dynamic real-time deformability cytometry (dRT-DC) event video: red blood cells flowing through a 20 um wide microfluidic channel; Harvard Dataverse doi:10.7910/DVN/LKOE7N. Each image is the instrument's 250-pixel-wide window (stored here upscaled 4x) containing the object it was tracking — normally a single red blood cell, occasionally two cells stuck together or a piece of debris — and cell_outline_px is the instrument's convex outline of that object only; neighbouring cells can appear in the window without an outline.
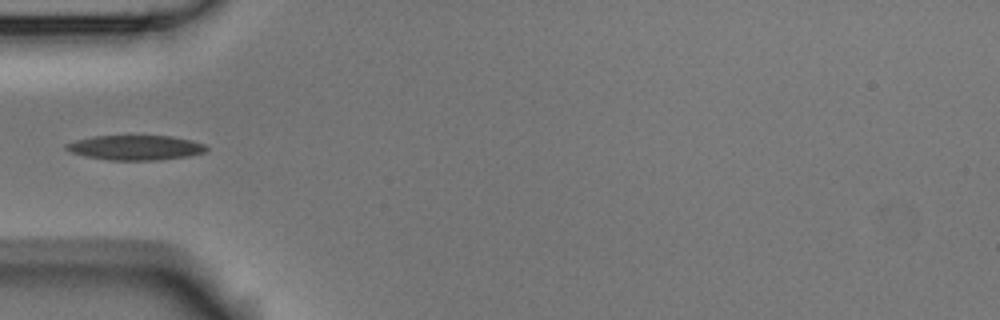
{"species": "Egyptian fruit bat (a non-hibernating species)", "species_latin": "Rousettus aegyptiacus", "temperature_condition": "room temperature", "stored_images_in_passage": 3, "camera_frame_rate_fps": 3000, "um_per_image_px": 0.085, "animal": {"sex": "male"}, "frame": {"image": 1, "passage_image": 3, "time_ms": 0.667, "image_size_px": [1000, 320], "cell_outline_px": [[208, 148], [204, 152], [188, 156], [160, 160], [108, 160], [84, 156], [72, 152], [64, 148], [64, 144], [76, 140], [92, 136], [172, 136], [192, 140], [204, 144]], "centroid_in_image_um": [11.5, 12.55], "position_along_channel_um": 73.5, "area_um2": 20.29}}